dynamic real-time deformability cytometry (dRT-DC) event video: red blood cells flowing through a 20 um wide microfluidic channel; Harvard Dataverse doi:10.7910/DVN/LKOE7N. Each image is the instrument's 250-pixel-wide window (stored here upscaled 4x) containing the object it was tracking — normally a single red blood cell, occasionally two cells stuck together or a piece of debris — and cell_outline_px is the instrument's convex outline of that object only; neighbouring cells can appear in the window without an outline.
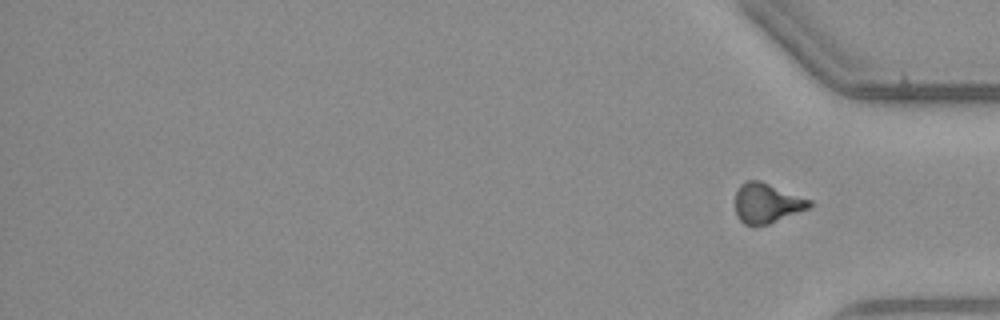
{"species": "common noctule bat (a hibernating species)", "species_latin": "Nyctalus noctula", "temperature_condition": "warm", "stored_images_in_passage": 49, "segment_of_instrument_passage": [2, 2], "camera_frame_rate_fps": 3000, "um_per_image_px": 0.085, "animal": {"sex": "male", "body_mass_g": 23.1, "forearm_length_mm": 52.7}, "frame": {"image": 1, "passage_image": 49, "time_ms": 16.0, "image_size_px": [1000, 320], "cell_outline_px": [[812, 204], [808, 208], [768, 224], [752, 228], [744, 224], [736, 216], [736, 192], [740, 184], [744, 180], [760, 180], [812, 200]], "centroid_in_image_um": [65.14, 17.27], "position_along_channel_um": 370.1, "area_um2": 17.4}}